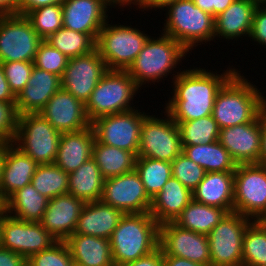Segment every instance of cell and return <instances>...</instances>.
Returning <instances> with one entry per match:
<instances>
[{"label":"cell","instance_id":"cell-22","mask_svg":"<svg viewBox=\"0 0 266 266\" xmlns=\"http://www.w3.org/2000/svg\"><path fill=\"white\" fill-rule=\"evenodd\" d=\"M61 77L33 67L27 85L16 97V112L38 113L61 87Z\"/></svg>","mask_w":266,"mask_h":266},{"label":"cell","instance_id":"cell-4","mask_svg":"<svg viewBox=\"0 0 266 266\" xmlns=\"http://www.w3.org/2000/svg\"><path fill=\"white\" fill-rule=\"evenodd\" d=\"M159 228L149 212L124 214L109 239L114 265H125L156 250Z\"/></svg>","mask_w":266,"mask_h":266},{"label":"cell","instance_id":"cell-62","mask_svg":"<svg viewBox=\"0 0 266 266\" xmlns=\"http://www.w3.org/2000/svg\"><path fill=\"white\" fill-rule=\"evenodd\" d=\"M73 266H84V265H81V264H78V263L74 262Z\"/></svg>","mask_w":266,"mask_h":266},{"label":"cell","instance_id":"cell-59","mask_svg":"<svg viewBox=\"0 0 266 266\" xmlns=\"http://www.w3.org/2000/svg\"><path fill=\"white\" fill-rule=\"evenodd\" d=\"M259 221L266 227V213L262 216V218Z\"/></svg>","mask_w":266,"mask_h":266},{"label":"cell","instance_id":"cell-49","mask_svg":"<svg viewBox=\"0 0 266 266\" xmlns=\"http://www.w3.org/2000/svg\"><path fill=\"white\" fill-rule=\"evenodd\" d=\"M64 0H18L17 2V14L26 15L29 11L44 7L47 5L59 4Z\"/></svg>","mask_w":266,"mask_h":266},{"label":"cell","instance_id":"cell-5","mask_svg":"<svg viewBox=\"0 0 266 266\" xmlns=\"http://www.w3.org/2000/svg\"><path fill=\"white\" fill-rule=\"evenodd\" d=\"M165 8L164 27L159 31L179 42L188 52L214 40L215 18L195 6L192 0H177Z\"/></svg>","mask_w":266,"mask_h":266},{"label":"cell","instance_id":"cell-18","mask_svg":"<svg viewBox=\"0 0 266 266\" xmlns=\"http://www.w3.org/2000/svg\"><path fill=\"white\" fill-rule=\"evenodd\" d=\"M38 113L60 134L79 131L91 125L86 115L85 104L62 88Z\"/></svg>","mask_w":266,"mask_h":266},{"label":"cell","instance_id":"cell-58","mask_svg":"<svg viewBox=\"0 0 266 266\" xmlns=\"http://www.w3.org/2000/svg\"><path fill=\"white\" fill-rule=\"evenodd\" d=\"M3 217V208L0 210V247H1V220Z\"/></svg>","mask_w":266,"mask_h":266},{"label":"cell","instance_id":"cell-17","mask_svg":"<svg viewBox=\"0 0 266 266\" xmlns=\"http://www.w3.org/2000/svg\"><path fill=\"white\" fill-rule=\"evenodd\" d=\"M159 247L163 255L211 266L208 235L182 229L173 222L160 224Z\"/></svg>","mask_w":266,"mask_h":266},{"label":"cell","instance_id":"cell-25","mask_svg":"<svg viewBox=\"0 0 266 266\" xmlns=\"http://www.w3.org/2000/svg\"><path fill=\"white\" fill-rule=\"evenodd\" d=\"M94 141L95 133L91 125L79 131L62 133L54 163L68 174L76 171L92 157Z\"/></svg>","mask_w":266,"mask_h":266},{"label":"cell","instance_id":"cell-55","mask_svg":"<svg viewBox=\"0 0 266 266\" xmlns=\"http://www.w3.org/2000/svg\"><path fill=\"white\" fill-rule=\"evenodd\" d=\"M106 4L111 8H124L129 7L132 8V6L134 7V5H136L137 10L139 9L140 11V4H141V0H105ZM133 4V5H132ZM132 5V6H131Z\"/></svg>","mask_w":266,"mask_h":266},{"label":"cell","instance_id":"cell-52","mask_svg":"<svg viewBox=\"0 0 266 266\" xmlns=\"http://www.w3.org/2000/svg\"><path fill=\"white\" fill-rule=\"evenodd\" d=\"M261 151L260 164L266 165V105L260 111Z\"/></svg>","mask_w":266,"mask_h":266},{"label":"cell","instance_id":"cell-37","mask_svg":"<svg viewBox=\"0 0 266 266\" xmlns=\"http://www.w3.org/2000/svg\"><path fill=\"white\" fill-rule=\"evenodd\" d=\"M68 58L85 55L96 49V41L89 35L61 27L45 39Z\"/></svg>","mask_w":266,"mask_h":266},{"label":"cell","instance_id":"cell-16","mask_svg":"<svg viewBox=\"0 0 266 266\" xmlns=\"http://www.w3.org/2000/svg\"><path fill=\"white\" fill-rule=\"evenodd\" d=\"M107 70L104 59L97 49L85 55L69 58L61 77V87L86 104Z\"/></svg>","mask_w":266,"mask_h":266},{"label":"cell","instance_id":"cell-11","mask_svg":"<svg viewBox=\"0 0 266 266\" xmlns=\"http://www.w3.org/2000/svg\"><path fill=\"white\" fill-rule=\"evenodd\" d=\"M234 212L252 220L266 213V165L239 164L234 172Z\"/></svg>","mask_w":266,"mask_h":266},{"label":"cell","instance_id":"cell-42","mask_svg":"<svg viewBox=\"0 0 266 266\" xmlns=\"http://www.w3.org/2000/svg\"><path fill=\"white\" fill-rule=\"evenodd\" d=\"M69 58L43 40L36 52L34 66L60 77L63 76Z\"/></svg>","mask_w":266,"mask_h":266},{"label":"cell","instance_id":"cell-48","mask_svg":"<svg viewBox=\"0 0 266 266\" xmlns=\"http://www.w3.org/2000/svg\"><path fill=\"white\" fill-rule=\"evenodd\" d=\"M121 266H163V251L158 247L150 254Z\"/></svg>","mask_w":266,"mask_h":266},{"label":"cell","instance_id":"cell-15","mask_svg":"<svg viewBox=\"0 0 266 266\" xmlns=\"http://www.w3.org/2000/svg\"><path fill=\"white\" fill-rule=\"evenodd\" d=\"M101 201L124 214L148 213L152 199L147 195L140 175L131 172L104 180Z\"/></svg>","mask_w":266,"mask_h":266},{"label":"cell","instance_id":"cell-38","mask_svg":"<svg viewBox=\"0 0 266 266\" xmlns=\"http://www.w3.org/2000/svg\"><path fill=\"white\" fill-rule=\"evenodd\" d=\"M176 124L182 146L208 144L219 140L220 129L212 115Z\"/></svg>","mask_w":266,"mask_h":266},{"label":"cell","instance_id":"cell-30","mask_svg":"<svg viewBox=\"0 0 266 266\" xmlns=\"http://www.w3.org/2000/svg\"><path fill=\"white\" fill-rule=\"evenodd\" d=\"M68 176V194L84 203L101 201L105 179L92 157Z\"/></svg>","mask_w":266,"mask_h":266},{"label":"cell","instance_id":"cell-63","mask_svg":"<svg viewBox=\"0 0 266 266\" xmlns=\"http://www.w3.org/2000/svg\"><path fill=\"white\" fill-rule=\"evenodd\" d=\"M259 1L260 3H266V0H257Z\"/></svg>","mask_w":266,"mask_h":266},{"label":"cell","instance_id":"cell-27","mask_svg":"<svg viewBox=\"0 0 266 266\" xmlns=\"http://www.w3.org/2000/svg\"><path fill=\"white\" fill-rule=\"evenodd\" d=\"M192 199L234 212V172H206L192 192Z\"/></svg>","mask_w":266,"mask_h":266},{"label":"cell","instance_id":"cell-3","mask_svg":"<svg viewBox=\"0 0 266 266\" xmlns=\"http://www.w3.org/2000/svg\"><path fill=\"white\" fill-rule=\"evenodd\" d=\"M190 53L179 42L161 32L158 37L148 38L142 51L126 71L141 88L146 83L153 85L162 79L165 81L164 78L172 73L173 81L183 70L181 68L179 71L177 66H180ZM175 69L178 72L174 71Z\"/></svg>","mask_w":266,"mask_h":266},{"label":"cell","instance_id":"cell-34","mask_svg":"<svg viewBox=\"0 0 266 266\" xmlns=\"http://www.w3.org/2000/svg\"><path fill=\"white\" fill-rule=\"evenodd\" d=\"M182 153L206 172H235L237 164L219 140L192 146H182Z\"/></svg>","mask_w":266,"mask_h":266},{"label":"cell","instance_id":"cell-36","mask_svg":"<svg viewBox=\"0 0 266 266\" xmlns=\"http://www.w3.org/2000/svg\"><path fill=\"white\" fill-rule=\"evenodd\" d=\"M135 170L140 175L147 195L153 199L172 177L171 162L137 157Z\"/></svg>","mask_w":266,"mask_h":266},{"label":"cell","instance_id":"cell-51","mask_svg":"<svg viewBox=\"0 0 266 266\" xmlns=\"http://www.w3.org/2000/svg\"><path fill=\"white\" fill-rule=\"evenodd\" d=\"M0 102L11 103V104L16 103V97L9 88L1 62H0Z\"/></svg>","mask_w":266,"mask_h":266},{"label":"cell","instance_id":"cell-54","mask_svg":"<svg viewBox=\"0 0 266 266\" xmlns=\"http://www.w3.org/2000/svg\"><path fill=\"white\" fill-rule=\"evenodd\" d=\"M177 0H141L140 9H143V11H148L151 9H154L157 11L158 9L163 10L165 7L171 3Z\"/></svg>","mask_w":266,"mask_h":266},{"label":"cell","instance_id":"cell-45","mask_svg":"<svg viewBox=\"0 0 266 266\" xmlns=\"http://www.w3.org/2000/svg\"><path fill=\"white\" fill-rule=\"evenodd\" d=\"M17 122L18 115L15 104L0 102V143H13Z\"/></svg>","mask_w":266,"mask_h":266},{"label":"cell","instance_id":"cell-32","mask_svg":"<svg viewBox=\"0 0 266 266\" xmlns=\"http://www.w3.org/2000/svg\"><path fill=\"white\" fill-rule=\"evenodd\" d=\"M228 213L226 209L204 205L192 199L173 223L182 229L208 235Z\"/></svg>","mask_w":266,"mask_h":266},{"label":"cell","instance_id":"cell-13","mask_svg":"<svg viewBox=\"0 0 266 266\" xmlns=\"http://www.w3.org/2000/svg\"><path fill=\"white\" fill-rule=\"evenodd\" d=\"M139 107L112 115L101 116L91 122L95 139L103 144L117 147L138 155L140 132L144 117Z\"/></svg>","mask_w":266,"mask_h":266},{"label":"cell","instance_id":"cell-57","mask_svg":"<svg viewBox=\"0 0 266 266\" xmlns=\"http://www.w3.org/2000/svg\"><path fill=\"white\" fill-rule=\"evenodd\" d=\"M3 163H4V144L0 143V183L2 179Z\"/></svg>","mask_w":266,"mask_h":266},{"label":"cell","instance_id":"cell-53","mask_svg":"<svg viewBox=\"0 0 266 266\" xmlns=\"http://www.w3.org/2000/svg\"><path fill=\"white\" fill-rule=\"evenodd\" d=\"M163 266H206V265H202L181 257L163 255Z\"/></svg>","mask_w":266,"mask_h":266},{"label":"cell","instance_id":"cell-31","mask_svg":"<svg viewBox=\"0 0 266 266\" xmlns=\"http://www.w3.org/2000/svg\"><path fill=\"white\" fill-rule=\"evenodd\" d=\"M49 199L41 195L32 184L14 192L5 202L9 215L28 222H40Z\"/></svg>","mask_w":266,"mask_h":266},{"label":"cell","instance_id":"cell-28","mask_svg":"<svg viewBox=\"0 0 266 266\" xmlns=\"http://www.w3.org/2000/svg\"><path fill=\"white\" fill-rule=\"evenodd\" d=\"M191 200L192 192L171 177L152 199L149 213L159 225L173 222Z\"/></svg>","mask_w":266,"mask_h":266},{"label":"cell","instance_id":"cell-20","mask_svg":"<svg viewBox=\"0 0 266 266\" xmlns=\"http://www.w3.org/2000/svg\"><path fill=\"white\" fill-rule=\"evenodd\" d=\"M63 27L89 34L95 41L111 13L105 0H64ZM109 10V11H108Z\"/></svg>","mask_w":266,"mask_h":266},{"label":"cell","instance_id":"cell-50","mask_svg":"<svg viewBox=\"0 0 266 266\" xmlns=\"http://www.w3.org/2000/svg\"><path fill=\"white\" fill-rule=\"evenodd\" d=\"M25 261L23 255L0 247V266H22Z\"/></svg>","mask_w":266,"mask_h":266},{"label":"cell","instance_id":"cell-40","mask_svg":"<svg viewBox=\"0 0 266 266\" xmlns=\"http://www.w3.org/2000/svg\"><path fill=\"white\" fill-rule=\"evenodd\" d=\"M25 17L33 29L45 40L63 27L62 4H53L33 9Z\"/></svg>","mask_w":266,"mask_h":266},{"label":"cell","instance_id":"cell-8","mask_svg":"<svg viewBox=\"0 0 266 266\" xmlns=\"http://www.w3.org/2000/svg\"><path fill=\"white\" fill-rule=\"evenodd\" d=\"M61 134L39 113L18 116L13 144L38 165L54 163Z\"/></svg>","mask_w":266,"mask_h":266},{"label":"cell","instance_id":"cell-46","mask_svg":"<svg viewBox=\"0 0 266 266\" xmlns=\"http://www.w3.org/2000/svg\"><path fill=\"white\" fill-rule=\"evenodd\" d=\"M249 39L266 48V3H260L255 9Z\"/></svg>","mask_w":266,"mask_h":266},{"label":"cell","instance_id":"cell-35","mask_svg":"<svg viewBox=\"0 0 266 266\" xmlns=\"http://www.w3.org/2000/svg\"><path fill=\"white\" fill-rule=\"evenodd\" d=\"M31 184L49 200L68 194L69 176L55 163L38 165Z\"/></svg>","mask_w":266,"mask_h":266},{"label":"cell","instance_id":"cell-29","mask_svg":"<svg viewBox=\"0 0 266 266\" xmlns=\"http://www.w3.org/2000/svg\"><path fill=\"white\" fill-rule=\"evenodd\" d=\"M73 261L84 266H115L110 240L73 233L66 241Z\"/></svg>","mask_w":266,"mask_h":266},{"label":"cell","instance_id":"cell-21","mask_svg":"<svg viewBox=\"0 0 266 266\" xmlns=\"http://www.w3.org/2000/svg\"><path fill=\"white\" fill-rule=\"evenodd\" d=\"M84 205L71 194L56 196L48 201L40 223L57 241H66L74 233Z\"/></svg>","mask_w":266,"mask_h":266},{"label":"cell","instance_id":"cell-19","mask_svg":"<svg viewBox=\"0 0 266 266\" xmlns=\"http://www.w3.org/2000/svg\"><path fill=\"white\" fill-rule=\"evenodd\" d=\"M219 142L237 165L260 164V113L254 121L220 129Z\"/></svg>","mask_w":266,"mask_h":266},{"label":"cell","instance_id":"cell-41","mask_svg":"<svg viewBox=\"0 0 266 266\" xmlns=\"http://www.w3.org/2000/svg\"><path fill=\"white\" fill-rule=\"evenodd\" d=\"M172 177L191 192L204 179L206 171L182 152L171 162Z\"/></svg>","mask_w":266,"mask_h":266},{"label":"cell","instance_id":"cell-43","mask_svg":"<svg viewBox=\"0 0 266 266\" xmlns=\"http://www.w3.org/2000/svg\"><path fill=\"white\" fill-rule=\"evenodd\" d=\"M32 266H73L65 241H57L50 248L34 253L26 259Z\"/></svg>","mask_w":266,"mask_h":266},{"label":"cell","instance_id":"cell-47","mask_svg":"<svg viewBox=\"0 0 266 266\" xmlns=\"http://www.w3.org/2000/svg\"><path fill=\"white\" fill-rule=\"evenodd\" d=\"M195 6L214 18L224 12L235 0H192Z\"/></svg>","mask_w":266,"mask_h":266},{"label":"cell","instance_id":"cell-2","mask_svg":"<svg viewBox=\"0 0 266 266\" xmlns=\"http://www.w3.org/2000/svg\"><path fill=\"white\" fill-rule=\"evenodd\" d=\"M240 70L221 87L214 100L212 117L219 129L254 121L266 105V96Z\"/></svg>","mask_w":266,"mask_h":266},{"label":"cell","instance_id":"cell-39","mask_svg":"<svg viewBox=\"0 0 266 266\" xmlns=\"http://www.w3.org/2000/svg\"><path fill=\"white\" fill-rule=\"evenodd\" d=\"M242 266H266V227L259 220H253L245 230Z\"/></svg>","mask_w":266,"mask_h":266},{"label":"cell","instance_id":"cell-23","mask_svg":"<svg viewBox=\"0 0 266 266\" xmlns=\"http://www.w3.org/2000/svg\"><path fill=\"white\" fill-rule=\"evenodd\" d=\"M38 164L13 143L4 144V163L0 183L3 203L17 190L31 184Z\"/></svg>","mask_w":266,"mask_h":266},{"label":"cell","instance_id":"cell-44","mask_svg":"<svg viewBox=\"0 0 266 266\" xmlns=\"http://www.w3.org/2000/svg\"><path fill=\"white\" fill-rule=\"evenodd\" d=\"M9 88L15 97L27 85L34 67L33 62L11 61L1 63Z\"/></svg>","mask_w":266,"mask_h":266},{"label":"cell","instance_id":"cell-14","mask_svg":"<svg viewBox=\"0 0 266 266\" xmlns=\"http://www.w3.org/2000/svg\"><path fill=\"white\" fill-rule=\"evenodd\" d=\"M57 240L40 222H28L5 212L1 220V247L23 255L26 259L50 248Z\"/></svg>","mask_w":266,"mask_h":266},{"label":"cell","instance_id":"cell-6","mask_svg":"<svg viewBox=\"0 0 266 266\" xmlns=\"http://www.w3.org/2000/svg\"><path fill=\"white\" fill-rule=\"evenodd\" d=\"M139 88L126 70H107L85 104L89 121L135 109L133 99Z\"/></svg>","mask_w":266,"mask_h":266},{"label":"cell","instance_id":"cell-60","mask_svg":"<svg viewBox=\"0 0 266 266\" xmlns=\"http://www.w3.org/2000/svg\"><path fill=\"white\" fill-rule=\"evenodd\" d=\"M22 266H32V265L26 260Z\"/></svg>","mask_w":266,"mask_h":266},{"label":"cell","instance_id":"cell-1","mask_svg":"<svg viewBox=\"0 0 266 266\" xmlns=\"http://www.w3.org/2000/svg\"><path fill=\"white\" fill-rule=\"evenodd\" d=\"M192 67L184 69L171 83L173 90L163 109L175 122H185L212 115L214 100L221 87L238 71L227 67L220 71Z\"/></svg>","mask_w":266,"mask_h":266},{"label":"cell","instance_id":"cell-12","mask_svg":"<svg viewBox=\"0 0 266 266\" xmlns=\"http://www.w3.org/2000/svg\"><path fill=\"white\" fill-rule=\"evenodd\" d=\"M43 39L24 15H0V62H33Z\"/></svg>","mask_w":266,"mask_h":266},{"label":"cell","instance_id":"cell-24","mask_svg":"<svg viewBox=\"0 0 266 266\" xmlns=\"http://www.w3.org/2000/svg\"><path fill=\"white\" fill-rule=\"evenodd\" d=\"M257 0H235L226 10L215 17V38L239 41L249 37ZM246 36V37H245Z\"/></svg>","mask_w":266,"mask_h":266},{"label":"cell","instance_id":"cell-56","mask_svg":"<svg viewBox=\"0 0 266 266\" xmlns=\"http://www.w3.org/2000/svg\"><path fill=\"white\" fill-rule=\"evenodd\" d=\"M18 0H0V15L17 14Z\"/></svg>","mask_w":266,"mask_h":266},{"label":"cell","instance_id":"cell-7","mask_svg":"<svg viewBox=\"0 0 266 266\" xmlns=\"http://www.w3.org/2000/svg\"><path fill=\"white\" fill-rule=\"evenodd\" d=\"M112 21L109 23L108 19L100 30L96 49L108 70H127L142 51L150 35L136 26L133 28L132 25L112 24Z\"/></svg>","mask_w":266,"mask_h":266},{"label":"cell","instance_id":"cell-9","mask_svg":"<svg viewBox=\"0 0 266 266\" xmlns=\"http://www.w3.org/2000/svg\"><path fill=\"white\" fill-rule=\"evenodd\" d=\"M163 113L162 118L150 112L144 117L137 157L172 162L182 152L178 125L166 111Z\"/></svg>","mask_w":266,"mask_h":266},{"label":"cell","instance_id":"cell-61","mask_svg":"<svg viewBox=\"0 0 266 266\" xmlns=\"http://www.w3.org/2000/svg\"><path fill=\"white\" fill-rule=\"evenodd\" d=\"M4 207L3 201L0 199V210Z\"/></svg>","mask_w":266,"mask_h":266},{"label":"cell","instance_id":"cell-26","mask_svg":"<svg viewBox=\"0 0 266 266\" xmlns=\"http://www.w3.org/2000/svg\"><path fill=\"white\" fill-rule=\"evenodd\" d=\"M124 213L102 201L85 203L74 233L110 239Z\"/></svg>","mask_w":266,"mask_h":266},{"label":"cell","instance_id":"cell-10","mask_svg":"<svg viewBox=\"0 0 266 266\" xmlns=\"http://www.w3.org/2000/svg\"><path fill=\"white\" fill-rule=\"evenodd\" d=\"M253 220L228 213L208 234L211 266H242L243 237Z\"/></svg>","mask_w":266,"mask_h":266},{"label":"cell","instance_id":"cell-33","mask_svg":"<svg viewBox=\"0 0 266 266\" xmlns=\"http://www.w3.org/2000/svg\"><path fill=\"white\" fill-rule=\"evenodd\" d=\"M92 158L104 179L120 176L135 169L137 155L133 152L98 142L93 144Z\"/></svg>","mask_w":266,"mask_h":266}]
</instances>
